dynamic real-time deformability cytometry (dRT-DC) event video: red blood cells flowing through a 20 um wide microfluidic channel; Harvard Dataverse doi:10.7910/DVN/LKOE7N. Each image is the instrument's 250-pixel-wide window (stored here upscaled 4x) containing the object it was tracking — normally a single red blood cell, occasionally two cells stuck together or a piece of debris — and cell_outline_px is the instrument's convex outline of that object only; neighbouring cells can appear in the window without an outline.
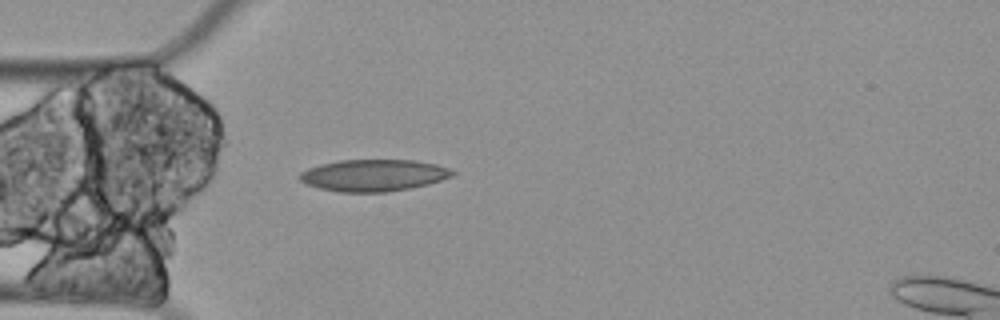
{"species": "Egyptian fruit bat (a non-hibernating species)", "species_latin": "Rousettus aegyptiacus", "temperature_condition": "cold", "stored_images_in_passage": 4, "camera_frame_rate_fps": 3000, "um_per_image_px": 0.085, "animal": {"sex": "female"}, "frame": {"image": 1, "passage_image": 4, "time_ms": 1.0, "image_size_px": [1000, 320], "cell_outline_px": [[456, 172], [452, 176], [428, 184], [388, 192], [340, 192], [320, 188], [308, 184], [300, 180], [300, 172], [308, 168], [320, 164], [340, 160], [416, 160], [436, 164], [448, 168]], "centroid_in_image_um": [31.76, 14.89], "position_along_channel_um": 53.2, "area_um2": 28.15}}